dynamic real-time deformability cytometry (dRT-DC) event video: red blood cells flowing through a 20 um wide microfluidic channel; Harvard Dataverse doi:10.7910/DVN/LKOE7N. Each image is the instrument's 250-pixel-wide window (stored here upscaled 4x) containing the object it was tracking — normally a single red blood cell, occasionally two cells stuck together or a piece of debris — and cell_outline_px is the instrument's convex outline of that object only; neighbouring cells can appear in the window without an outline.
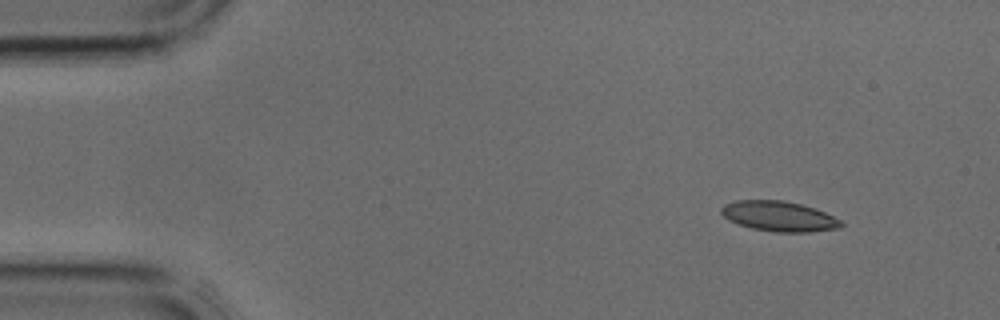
{"species": "common noctule bat (a hibernating species)", "species_latin": "Nyctalus noctula", "temperature_condition": "cold", "stored_images_in_passage": 3, "segment_of_instrument_passage": [2, 2], "camera_frame_rate_fps": 3000, "um_per_image_px": 0.085, "animal": {"sex": "male", "body_mass_g": 17.9, "forearm_length_mm": 54.2}, "frame": {"image": 1, "passage_image": 3, "time_ms": 0.667, "image_size_px": [1000, 320], "cell_outline_px": [[844, 224], [840, 228], [812, 232], [776, 232], [752, 228], [728, 220], [720, 212], [720, 208], [724, 204], [736, 200], [784, 200], [816, 208], [840, 220]], "centroid_in_image_um": [66.21, 18.38], "position_along_channel_um": 18.8, "area_um2": 21.1}}